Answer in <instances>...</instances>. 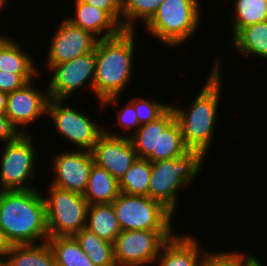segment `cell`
Wrapping results in <instances>:
<instances>
[{
	"mask_svg": "<svg viewBox=\"0 0 267 266\" xmlns=\"http://www.w3.org/2000/svg\"><path fill=\"white\" fill-rule=\"evenodd\" d=\"M135 30H123L119 35L99 39L95 47L94 94L101 108L118 106L120 94L132 79L136 51Z\"/></svg>",
	"mask_w": 267,
	"mask_h": 266,
	"instance_id": "cell-1",
	"label": "cell"
},
{
	"mask_svg": "<svg viewBox=\"0 0 267 266\" xmlns=\"http://www.w3.org/2000/svg\"><path fill=\"white\" fill-rule=\"evenodd\" d=\"M42 193L38 189L0 191V229L12 245L48 240Z\"/></svg>",
	"mask_w": 267,
	"mask_h": 266,
	"instance_id": "cell-2",
	"label": "cell"
},
{
	"mask_svg": "<svg viewBox=\"0 0 267 266\" xmlns=\"http://www.w3.org/2000/svg\"><path fill=\"white\" fill-rule=\"evenodd\" d=\"M219 60L218 57L215 59L210 76L189 109L171 105L180 125L185 146L189 150L200 151L205 157L214 138L216 118L219 113L218 106L222 92Z\"/></svg>",
	"mask_w": 267,
	"mask_h": 266,
	"instance_id": "cell-3",
	"label": "cell"
},
{
	"mask_svg": "<svg viewBox=\"0 0 267 266\" xmlns=\"http://www.w3.org/2000/svg\"><path fill=\"white\" fill-rule=\"evenodd\" d=\"M205 156L198 150L151 163L148 196L161 202L173 214L177 208L178 191L190 186L203 170Z\"/></svg>",
	"mask_w": 267,
	"mask_h": 266,
	"instance_id": "cell-4",
	"label": "cell"
},
{
	"mask_svg": "<svg viewBox=\"0 0 267 266\" xmlns=\"http://www.w3.org/2000/svg\"><path fill=\"white\" fill-rule=\"evenodd\" d=\"M200 0H164L156 13L144 25L149 35L169 47L183 44L198 30ZM148 29V30H147Z\"/></svg>",
	"mask_w": 267,
	"mask_h": 266,
	"instance_id": "cell-5",
	"label": "cell"
},
{
	"mask_svg": "<svg viewBox=\"0 0 267 266\" xmlns=\"http://www.w3.org/2000/svg\"><path fill=\"white\" fill-rule=\"evenodd\" d=\"M46 223L49 237L74 236L86 227L88 202L82 194L48 186Z\"/></svg>",
	"mask_w": 267,
	"mask_h": 266,
	"instance_id": "cell-6",
	"label": "cell"
},
{
	"mask_svg": "<svg viewBox=\"0 0 267 266\" xmlns=\"http://www.w3.org/2000/svg\"><path fill=\"white\" fill-rule=\"evenodd\" d=\"M112 205L122 231L173 230L174 214L149 196L121 192Z\"/></svg>",
	"mask_w": 267,
	"mask_h": 266,
	"instance_id": "cell-7",
	"label": "cell"
},
{
	"mask_svg": "<svg viewBox=\"0 0 267 266\" xmlns=\"http://www.w3.org/2000/svg\"><path fill=\"white\" fill-rule=\"evenodd\" d=\"M31 135L29 132L20 134L15 140L3 145L0 155V191L38 189L35 188L37 185L29 183L36 177L34 168L37 155Z\"/></svg>",
	"mask_w": 267,
	"mask_h": 266,
	"instance_id": "cell-8",
	"label": "cell"
},
{
	"mask_svg": "<svg viewBox=\"0 0 267 266\" xmlns=\"http://www.w3.org/2000/svg\"><path fill=\"white\" fill-rule=\"evenodd\" d=\"M173 230L121 231L113 243L116 266H147L156 263Z\"/></svg>",
	"mask_w": 267,
	"mask_h": 266,
	"instance_id": "cell-9",
	"label": "cell"
},
{
	"mask_svg": "<svg viewBox=\"0 0 267 266\" xmlns=\"http://www.w3.org/2000/svg\"><path fill=\"white\" fill-rule=\"evenodd\" d=\"M66 99H50L47 116L54 122L56 131L79 150L92 151L99 137L105 132L85 113L66 105ZM65 103V104H64Z\"/></svg>",
	"mask_w": 267,
	"mask_h": 266,
	"instance_id": "cell-10",
	"label": "cell"
},
{
	"mask_svg": "<svg viewBox=\"0 0 267 266\" xmlns=\"http://www.w3.org/2000/svg\"><path fill=\"white\" fill-rule=\"evenodd\" d=\"M95 66V50L70 61L54 65L50 69L52 77L48 80L49 84L46 87L49 98L67 100L86 84L94 94Z\"/></svg>",
	"mask_w": 267,
	"mask_h": 266,
	"instance_id": "cell-11",
	"label": "cell"
},
{
	"mask_svg": "<svg viewBox=\"0 0 267 266\" xmlns=\"http://www.w3.org/2000/svg\"><path fill=\"white\" fill-rule=\"evenodd\" d=\"M91 152L94 163L106 169L118 181L138 158L130 136L115 134L109 129H105Z\"/></svg>",
	"mask_w": 267,
	"mask_h": 266,
	"instance_id": "cell-12",
	"label": "cell"
},
{
	"mask_svg": "<svg viewBox=\"0 0 267 266\" xmlns=\"http://www.w3.org/2000/svg\"><path fill=\"white\" fill-rule=\"evenodd\" d=\"M58 26L46 56L45 68L48 67L49 70L54 65L93 52L99 40L89 31L71 24L66 19Z\"/></svg>",
	"mask_w": 267,
	"mask_h": 266,
	"instance_id": "cell-13",
	"label": "cell"
},
{
	"mask_svg": "<svg viewBox=\"0 0 267 266\" xmlns=\"http://www.w3.org/2000/svg\"><path fill=\"white\" fill-rule=\"evenodd\" d=\"M32 81L23 87L8 94L5 114L12 125L21 134H27V125L36 123L37 119L47 115V106L50 100L48 89L44 92L35 88ZM21 128V129H20Z\"/></svg>",
	"mask_w": 267,
	"mask_h": 266,
	"instance_id": "cell-14",
	"label": "cell"
},
{
	"mask_svg": "<svg viewBox=\"0 0 267 266\" xmlns=\"http://www.w3.org/2000/svg\"><path fill=\"white\" fill-rule=\"evenodd\" d=\"M52 162L55 176L50 185L83 195L94 163L92 152L66 151L52 158Z\"/></svg>",
	"mask_w": 267,
	"mask_h": 266,
	"instance_id": "cell-15",
	"label": "cell"
},
{
	"mask_svg": "<svg viewBox=\"0 0 267 266\" xmlns=\"http://www.w3.org/2000/svg\"><path fill=\"white\" fill-rule=\"evenodd\" d=\"M197 238L174 234L162 247L157 257L158 266H201L209 253L201 251Z\"/></svg>",
	"mask_w": 267,
	"mask_h": 266,
	"instance_id": "cell-16",
	"label": "cell"
},
{
	"mask_svg": "<svg viewBox=\"0 0 267 266\" xmlns=\"http://www.w3.org/2000/svg\"><path fill=\"white\" fill-rule=\"evenodd\" d=\"M189 149L183 142L182 132L175 112L170 106L158 118L157 153H151L146 159L152 162L169 160L183 155Z\"/></svg>",
	"mask_w": 267,
	"mask_h": 266,
	"instance_id": "cell-17",
	"label": "cell"
},
{
	"mask_svg": "<svg viewBox=\"0 0 267 266\" xmlns=\"http://www.w3.org/2000/svg\"><path fill=\"white\" fill-rule=\"evenodd\" d=\"M75 1L74 16L66 18L71 24L89 31L98 39L112 38L123 31L105 10L80 0Z\"/></svg>",
	"mask_w": 267,
	"mask_h": 266,
	"instance_id": "cell-18",
	"label": "cell"
},
{
	"mask_svg": "<svg viewBox=\"0 0 267 266\" xmlns=\"http://www.w3.org/2000/svg\"><path fill=\"white\" fill-rule=\"evenodd\" d=\"M120 193L119 181L106 169L93 163L83 194L88 205L112 203Z\"/></svg>",
	"mask_w": 267,
	"mask_h": 266,
	"instance_id": "cell-19",
	"label": "cell"
},
{
	"mask_svg": "<svg viewBox=\"0 0 267 266\" xmlns=\"http://www.w3.org/2000/svg\"><path fill=\"white\" fill-rule=\"evenodd\" d=\"M85 228L111 243L122 231L112 203L88 205Z\"/></svg>",
	"mask_w": 267,
	"mask_h": 266,
	"instance_id": "cell-20",
	"label": "cell"
},
{
	"mask_svg": "<svg viewBox=\"0 0 267 266\" xmlns=\"http://www.w3.org/2000/svg\"><path fill=\"white\" fill-rule=\"evenodd\" d=\"M6 266H56L49 243L12 245L6 257Z\"/></svg>",
	"mask_w": 267,
	"mask_h": 266,
	"instance_id": "cell-21",
	"label": "cell"
},
{
	"mask_svg": "<svg viewBox=\"0 0 267 266\" xmlns=\"http://www.w3.org/2000/svg\"><path fill=\"white\" fill-rule=\"evenodd\" d=\"M5 35L0 34V70L11 73H38L36 62L29 53L12 37Z\"/></svg>",
	"mask_w": 267,
	"mask_h": 266,
	"instance_id": "cell-22",
	"label": "cell"
},
{
	"mask_svg": "<svg viewBox=\"0 0 267 266\" xmlns=\"http://www.w3.org/2000/svg\"><path fill=\"white\" fill-rule=\"evenodd\" d=\"M232 40L239 54L267 59V21L242 28Z\"/></svg>",
	"mask_w": 267,
	"mask_h": 266,
	"instance_id": "cell-23",
	"label": "cell"
},
{
	"mask_svg": "<svg viewBox=\"0 0 267 266\" xmlns=\"http://www.w3.org/2000/svg\"><path fill=\"white\" fill-rule=\"evenodd\" d=\"M73 237L95 266H116L113 243L86 228L81 229Z\"/></svg>",
	"mask_w": 267,
	"mask_h": 266,
	"instance_id": "cell-24",
	"label": "cell"
},
{
	"mask_svg": "<svg viewBox=\"0 0 267 266\" xmlns=\"http://www.w3.org/2000/svg\"><path fill=\"white\" fill-rule=\"evenodd\" d=\"M56 266H95L73 236L49 237Z\"/></svg>",
	"mask_w": 267,
	"mask_h": 266,
	"instance_id": "cell-25",
	"label": "cell"
},
{
	"mask_svg": "<svg viewBox=\"0 0 267 266\" xmlns=\"http://www.w3.org/2000/svg\"><path fill=\"white\" fill-rule=\"evenodd\" d=\"M232 22V38L244 27L267 21V0H235Z\"/></svg>",
	"mask_w": 267,
	"mask_h": 266,
	"instance_id": "cell-26",
	"label": "cell"
},
{
	"mask_svg": "<svg viewBox=\"0 0 267 266\" xmlns=\"http://www.w3.org/2000/svg\"><path fill=\"white\" fill-rule=\"evenodd\" d=\"M151 162L137 158L119 181L120 192L130 195L148 196Z\"/></svg>",
	"mask_w": 267,
	"mask_h": 266,
	"instance_id": "cell-27",
	"label": "cell"
},
{
	"mask_svg": "<svg viewBox=\"0 0 267 266\" xmlns=\"http://www.w3.org/2000/svg\"><path fill=\"white\" fill-rule=\"evenodd\" d=\"M163 2L164 0H121L123 30L134 31L137 20H142L145 25Z\"/></svg>",
	"mask_w": 267,
	"mask_h": 266,
	"instance_id": "cell-28",
	"label": "cell"
},
{
	"mask_svg": "<svg viewBox=\"0 0 267 266\" xmlns=\"http://www.w3.org/2000/svg\"><path fill=\"white\" fill-rule=\"evenodd\" d=\"M126 136H130L138 158L146 159L151 153H157L158 118L141 125L133 135Z\"/></svg>",
	"mask_w": 267,
	"mask_h": 266,
	"instance_id": "cell-29",
	"label": "cell"
},
{
	"mask_svg": "<svg viewBox=\"0 0 267 266\" xmlns=\"http://www.w3.org/2000/svg\"><path fill=\"white\" fill-rule=\"evenodd\" d=\"M129 101L134 105L140 125L156 120L171 106V104L143 97H132Z\"/></svg>",
	"mask_w": 267,
	"mask_h": 266,
	"instance_id": "cell-30",
	"label": "cell"
},
{
	"mask_svg": "<svg viewBox=\"0 0 267 266\" xmlns=\"http://www.w3.org/2000/svg\"><path fill=\"white\" fill-rule=\"evenodd\" d=\"M252 257L243 251H209L201 266H244Z\"/></svg>",
	"mask_w": 267,
	"mask_h": 266,
	"instance_id": "cell-31",
	"label": "cell"
},
{
	"mask_svg": "<svg viewBox=\"0 0 267 266\" xmlns=\"http://www.w3.org/2000/svg\"><path fill=\"white\" fill-rule=\"evenodd\" d=\"M39 73H11L0 70V91L12 93L23 87L29 81L37 78ZM34 77V78H33Z\"/></svg>",
	"mask_w": 267,
	"mask_h": 266,
	"instance_id": "cell-32",
	"label": "cell"
},
{
	"mask_svg": "<svg viewBox=\"0 0 267 266\" xmlns=\"http://www.w3.org/2000/svg\"><path fill=\"white\" fill-rule=\"evenodd\" d=\"M120 109L117 111V125H120L123 130H129V132H132L131 134L133 135V133H135L141 126L134 105L130 101H128L125 107H121Z\"/></svg>",
	"mask_w": 267,
	"mask_h": 266,
	"instance_id": "cell-33",
	"label": "cell"
},
{
	"mask_svg": "<svg viewBox=\"0 0 267 266\" xmlns=\"http://www.w3.org/2000/svg\"><path fill=\"white\" fill-rule=\"evenodd\" d=\"M105 10L122 27L121 0H80Z\"/></svg>",
	"mask_w": 267,
	"mask_h": 266,
	"instance_id": "cell-34",
	"label": "cell"
},
{
	"mask_svg": "<svg viewBox=\"0 0 267 266\" xmlns=\"http://www.w3.org/2000/svg\"><path fill=\"white\" fill-rule=\"evenodd\" d=\"M21 133L12 125L5 113H0V142L4 145L15 140Z\"/></svg>",
	"mask_w": 267,
	"mask_h": 266,
	"instance_id": "cell-35",
	"label": "cell"
},
{
	"mask_svg": "<svg viewBox=\"0 0 267 266\" xmlns=\"http://www.w3.org/2000/svg\"><path fill=\"white\" fill-rule=\"evenodd\" d=\"M12 244L7 240L4 232L0 229V256L7 257Z\"/></svg>",
	"mask_w": 267,
	"mask_h": 266,
	"instance_id": "cell-36",
	"label": "cell"
},
{
	"mask_svg": "<svg viewBox=\"0 0 267 266\" xmlns=\"http://www.w3.org/2000/svg\"><path fill=\"white\" fill-rule=\"evenodd\" d=\"M8 94L0 91V113H5Z\"/></svg>",
	"mask_w": 267,
	"mask_h": 266,
	"instance_id": "cell-37",
	"label": "cell"
},
{
	"mask_svg": "<svg viewBox=\"0 0 267 266\" xmlns=\"http://www.w3.org/2000/svg\"><path fill=\"white\" fill-rule=\"evenodd\" d=\"M244 266H265L263 263L257 258V256H254L244 265Z\"/></svg>",
	"mask_w": 267,
	"mask_h": 266,
	"instance_id": "cell-38",
	"label": "cell"
},
{
	"mask_svg": "<svg viewBox=\"0 0 267 266\" xmlns=\"http://www.w3.org/2000/svg\"><path fill=\"white\" fill-rule=\"evenodd\" d=\"M8 0H0V13H2L3 7H5Z\"/></svg>",
	"mask_w": 267,
	"mask_h": 266,
	"instance_id": "cell-39",
	"label": "cell"
},
{
	"mask_svg": "<svg viewBox=\"0 0 267 266\" xmlns=\"http://www.w3.org/2000/svg\"><path fill=\"white\" fill-rule=\"evenodd\" d=\"M0 266H6V257L0 256Z\"/></svg>",
	"mask_w": 267,
	"mask_h": 266,
	"instance_id": "cell-40",
	"label": "cell"
}]
</instances>
